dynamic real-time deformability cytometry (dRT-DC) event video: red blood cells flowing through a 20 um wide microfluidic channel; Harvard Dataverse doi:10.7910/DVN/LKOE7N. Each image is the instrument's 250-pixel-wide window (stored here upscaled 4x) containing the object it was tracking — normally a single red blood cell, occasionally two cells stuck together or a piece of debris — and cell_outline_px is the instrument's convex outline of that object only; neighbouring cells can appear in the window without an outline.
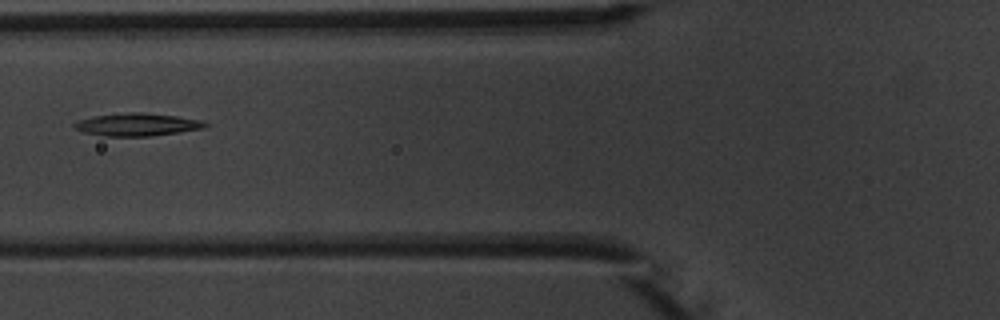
{"species": "common noctule bat (a hibernating species)", "species_latin": "Nyctalus noctula", "temperature_condition": "warm", "stored_images_in_passage": 5, "camera_frame_rate_fps": 3000, "um_per_image_px": 0.085, "animal": {"sex": "male", "body_mass_g": 20.1, "forearm_length_mm": 53.5}, "frame": {"image": 1, "passage_image": 5, "time_ms": 4.667, "image_size_px": [1000, 320], "cell_outline_px": [[208, 124], [204, 128], [180, 132], [152, 136], [100, 136], [84, 132], [76, 128], [72, 124], [80, 120], [92, 116], [132, 112], [140, 112], [176, 116], [200, 120]], "centroid_in_image_um": [11.65, 10.59], "position_along_channel_um": 114.2, "area_um2": 17.17}}